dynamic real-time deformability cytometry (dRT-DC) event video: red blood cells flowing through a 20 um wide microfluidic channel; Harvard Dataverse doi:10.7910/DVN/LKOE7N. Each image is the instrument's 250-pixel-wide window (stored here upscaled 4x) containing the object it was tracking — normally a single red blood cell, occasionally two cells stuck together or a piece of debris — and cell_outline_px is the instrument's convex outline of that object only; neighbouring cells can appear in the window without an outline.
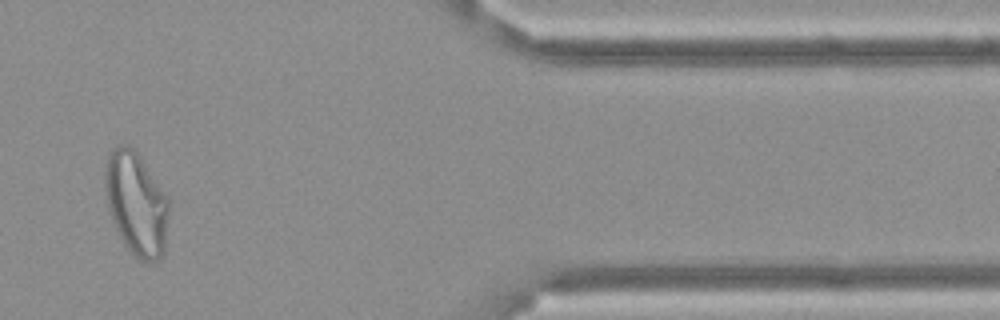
{"species": "Egyptian fruit bat (a non-hibernating species)", "species_latin": "Rousettus aegyptiacus", "temperature_condition": "cold", "stored_images_in_passage": 15, "camera_frame_rate_fps": 3000, "um_per_image_px": 0.085, "frame": {"image": 1, "passage_image": 13, "time_ms": 4.0, "image_size_px": [1000, 320], "cell_outline_px": [[168, 216], [164, 252], [152, 264], [140, 260], [132, 256], [124, 244], [116, 228], [108, 204], [104, 188], [104, 168], [108, 152], [116, 144], [128, 144], [136, 152], [168, 200]], "centroid_in_image_um": [11.54, 17.32], "position_along_channel_um": 399.9, "area_um2": 38.09}}